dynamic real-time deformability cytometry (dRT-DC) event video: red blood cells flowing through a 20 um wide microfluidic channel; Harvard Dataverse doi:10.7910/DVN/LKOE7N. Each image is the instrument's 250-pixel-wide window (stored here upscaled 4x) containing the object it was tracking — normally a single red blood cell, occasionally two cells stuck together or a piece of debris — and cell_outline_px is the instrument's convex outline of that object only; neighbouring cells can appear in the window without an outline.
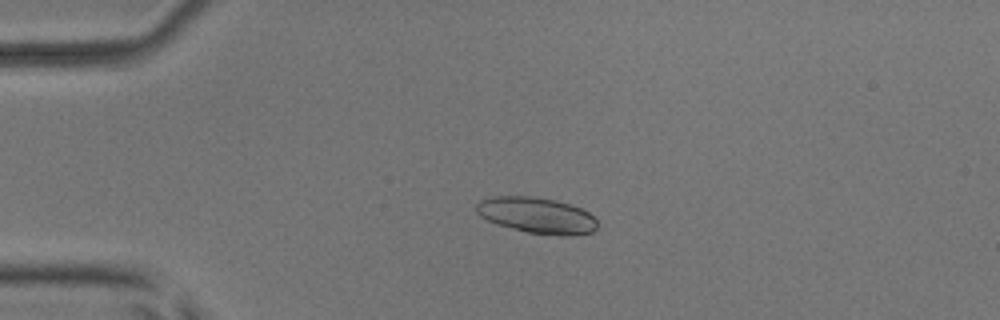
{"species": "common noctule bat (a hibernating species)", "species_latin": "Nyctalus noctula", "temperature_condition": "room temperature", "stored_images_in_passage": 5, "camera_frame_rate_fps": 3000, "um_per_image_px": 0.085, "animal": {"sex": "male", "body_mass_g": 17.9, "forearm_length_mm": 54.2}, "frame": {"image": 1, "passage_image": 3, "time_ms": 2.333, "image_size_px": [1000, 320], "cell_outline_px": [[596, 228], [592, 232], [568, 236], [560, 236], [528, 232], [496, 224], [480, 216], [476, 212], [476, 204], [480, 200], [492, 196], [532, 196], [556, 200], [580, 208], [588, 212], [596, 220]], "centroid_in_image_um": [45.6, 18.3], "position_along_channel_um": 39.4, "area_um2": 25.32}}
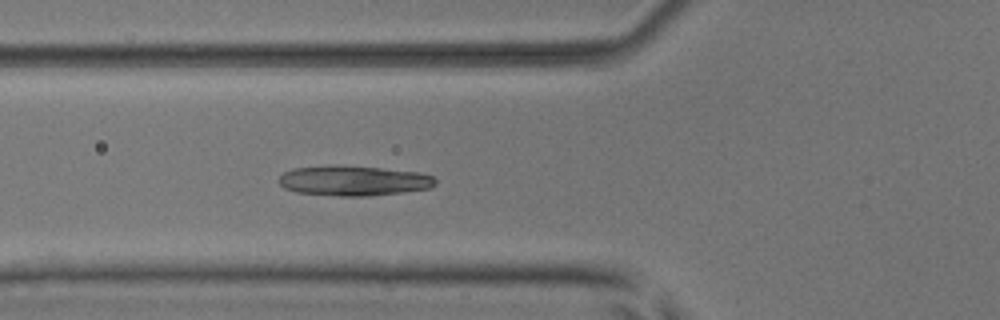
{"frame": {"image": 2, "passage_image": 5, "time_ms": 4.667, "image_size_px": [1000, 320], "cell_outline_px": [[436, 184], [432, 188], [368, 196], [340, 196], [296, 192], [284, 188], [276, 180], [284, 172], [292, 168], [332, 164], [380, 168], [416, 172], [432, 176], [436, 180]], "centroid_in_image_um": [29.99, 15.35], "position_along_channel_um": 95.8, "area_um2": 27.57}}